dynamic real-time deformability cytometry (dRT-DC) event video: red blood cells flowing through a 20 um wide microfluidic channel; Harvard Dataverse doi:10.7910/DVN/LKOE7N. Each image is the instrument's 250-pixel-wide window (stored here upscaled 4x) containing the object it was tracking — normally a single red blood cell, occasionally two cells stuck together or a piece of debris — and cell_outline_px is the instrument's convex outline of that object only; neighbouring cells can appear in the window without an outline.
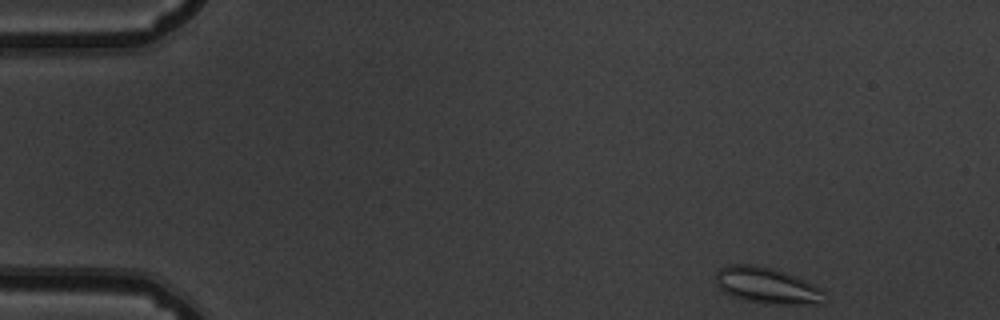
{"species": "common noctule bat (a hibernating species)", "species_latin": "Nyctalus noctula", "temperature_condition": "warm", "stored_images_in_passage": 49, "camera_frame_rate_fps": 3000, "um_per_image_px": 0.085, "animal": {"sex": "male", "body_mass_g": 19.5, "forearm_length_mm": 54.6}, "frame": {"image": 1, "passage_image": 1, "time_ms": 0.0, "image_size_px": [1000, 320], "cell_outline_px": [[824, 304], [768, 304], [744, 300], [732, 296], [720, 288], [716, 284], [716, 272], [720, 268], [728, 264], [756, 264], [772, 268], [784, 272], [804, 280], [820, 288], [824, 292]], "centroid_in_image_um": [65.18, 24.27], "position_along_channel_um": 19.8, "area_um2": 22.95}}
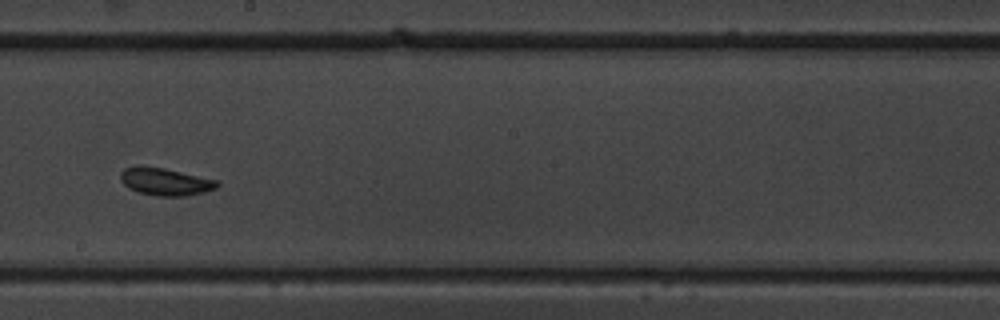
{"frame": {"image": 2, "passage_image": 26, "time_ms": 8.333, "image_size_px": [1000, 320], "cell_outline_px": [[220, 184], [216, 188], [204, 192], [184, 196], [156, 196], [140, 192], [128, 188], [120, 180], [120, 172], [124, 168], [136, 164], [140, 164], [164, 168], [216, 180]], "centroid_in_image_um": [13.99, 15.42], "position_along_channel_um": 234.2, "area_um2": 15.61}}
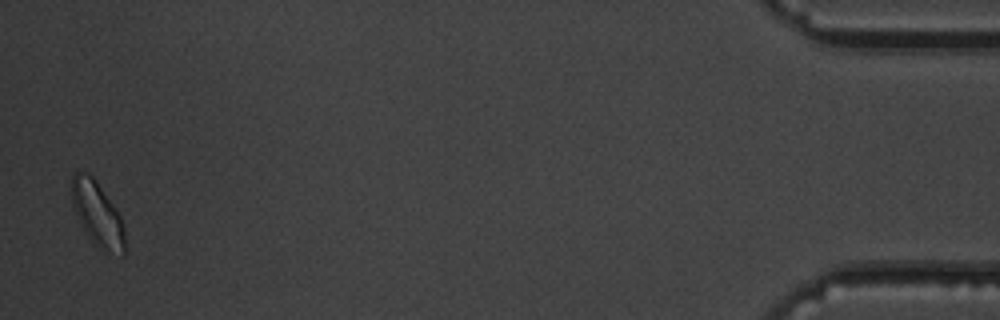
{"frame": {"image": 3, "passage_image": 48, "time_ms": 15.667, "image_size_px": [1000, 320], "cell_outline_px": [[124, 256], [104, 248], [96, 244], [84, 232], [72, 204], [72, 172], [88, 172], [96, 180], [120, 216], [124, 228]], "centroid_in_image_um": [8.25, 18.13], "position_along_channel_um": 426.9, "area_um2": 19.36}, "authors_computed_cell_mechanics": {"area_um2": 15.606, "velocity_mm_per_s": 3.7848, "shape_relaxation_time_tau1_ms": 2.939, "shape_relaxation_time_tau2_ms": 1.0079, "deformation_change_tau1": 0.0654, "deformation_change_tau2": 0.0643}}